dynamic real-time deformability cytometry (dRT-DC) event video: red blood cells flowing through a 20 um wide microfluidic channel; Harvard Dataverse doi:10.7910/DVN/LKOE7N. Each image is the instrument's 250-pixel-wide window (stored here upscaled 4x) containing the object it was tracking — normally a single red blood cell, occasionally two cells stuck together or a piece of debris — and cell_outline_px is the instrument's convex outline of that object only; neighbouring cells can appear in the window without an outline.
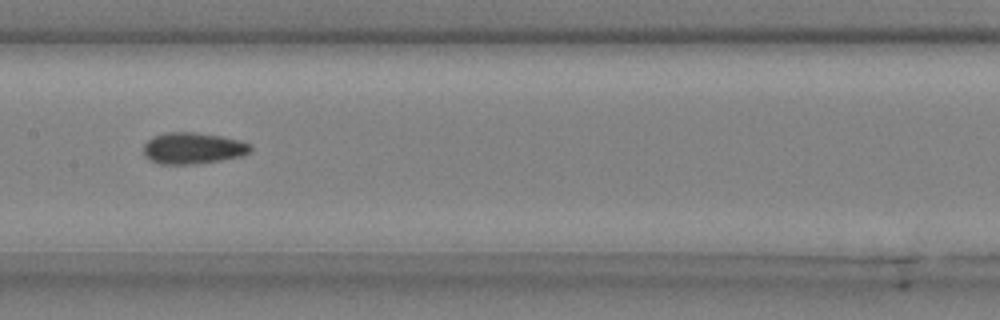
{"species": "common noctule bat (a hibernating species)", "species_latin": "Nyctalus noctula", "temperature_condition": "cold", "stored_images_in_passage": 7, "camera_frame_rate_fps": 3000, "um_per_image_px": 0.085, "animal": {"sex": "male", "body_mass_g": 20.4}, "frame": {"image": 1, "passage_image": 5, "time_ms": 1.333, "image_size_px": [1000, 320], "cell_outline_px": [[252, 148], [248, 152], [240, 156], [220, 160], [196, 164], [160, 164], [148, 160], [144, 156], [144, 144], [152, 136], [164, 132], [196, 132], [220, 136], [240, 140], [252, 144]], "centroid_in_image_um": [16.36, 12.59], "position_along_channel_um": 191.0, "area_um2": 19.71}}
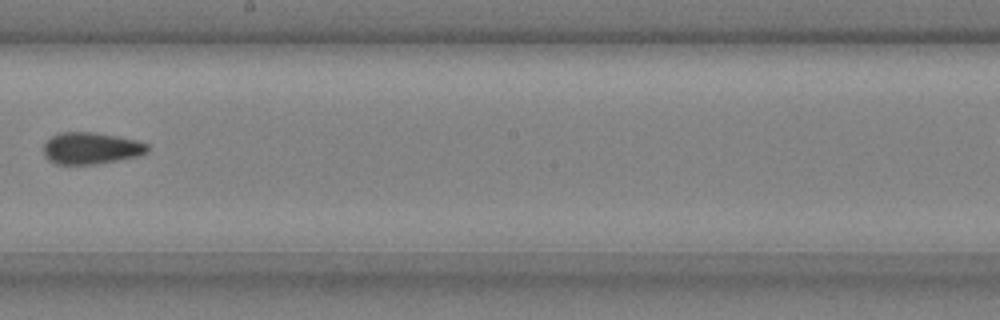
{"frame": {"image": 2, "passage_image": 6, "time_ms": 1.667, "image_size_px": [1000, 320], "cell_outline_px": [[148, 152], [140, 156], [92, 164], [56, 164], [48, 160], [44, 156], [44, 144], [52, 136], [60, 132], [92, 132], [116, 136], [136, 140], [148, 144]], "centroid_in_image_um": [7.73, 12.6], "position_along_channel_um": 240.5, "area_um2": 19.13}}
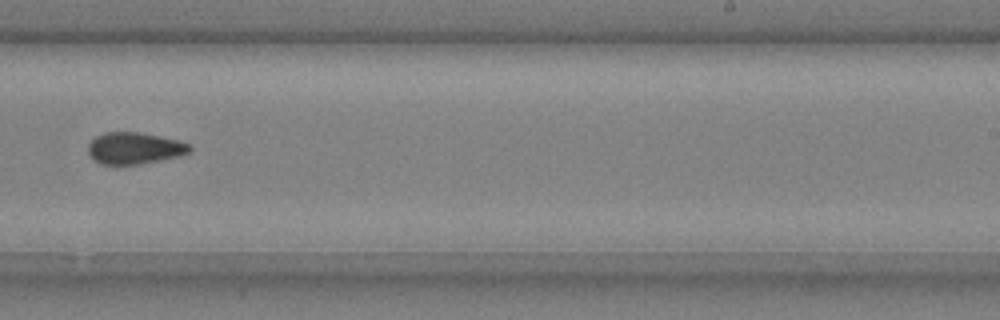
{"frame": {"image": 3, "passage_image": 7, "time_ms": 2.0, "image_size_px": [1000, 320], "cell_outline_px": [[192, 148], [188, 152], [180, 156], [140, 164], [100, 164], [92, 160], [88, 152], [88, 144], [96, 136], [104, 132], [140, 132], [160, 136], [176, 140], [188, 144]], "centroid_in_image_um": [11.39, 12.6], "position_along_channel_um": 277.6, "area_um2": 18.73}}